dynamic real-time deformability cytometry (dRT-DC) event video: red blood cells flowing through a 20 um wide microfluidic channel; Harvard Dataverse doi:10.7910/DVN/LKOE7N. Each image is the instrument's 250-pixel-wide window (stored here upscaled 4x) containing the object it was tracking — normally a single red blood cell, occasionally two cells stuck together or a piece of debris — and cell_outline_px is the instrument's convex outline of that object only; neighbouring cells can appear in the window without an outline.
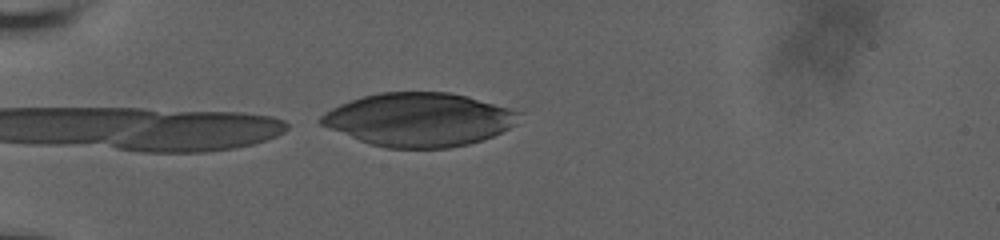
{"species": "human", "species_latin": "Homo sapiens", "temperature_condition": "room temperature", "stored_images_in_passage": 18, "camera_frame_rate_fps": 3000, "um_per_image_px": 0.085, "donor": {"sex": "male"}, "frame": {"image": 1, "passage_image": 18, "time_ms": 5.667, "image_size_px": [1000, 240], "cell_outline_px": [[520, 112], [516, 124], [492, 136], [468, 144], [448, 148], [384, 148], [360, 140], [320, 124], [316, 120], [324, 112], [340, 104], [364, 96], [380, 92], [448, 92], [468, 96], [508, 108]], "centroid_in_image_um": [35.6, 10.16], "position_along_channel_um": 49.4, "area_um2": 61.21}}